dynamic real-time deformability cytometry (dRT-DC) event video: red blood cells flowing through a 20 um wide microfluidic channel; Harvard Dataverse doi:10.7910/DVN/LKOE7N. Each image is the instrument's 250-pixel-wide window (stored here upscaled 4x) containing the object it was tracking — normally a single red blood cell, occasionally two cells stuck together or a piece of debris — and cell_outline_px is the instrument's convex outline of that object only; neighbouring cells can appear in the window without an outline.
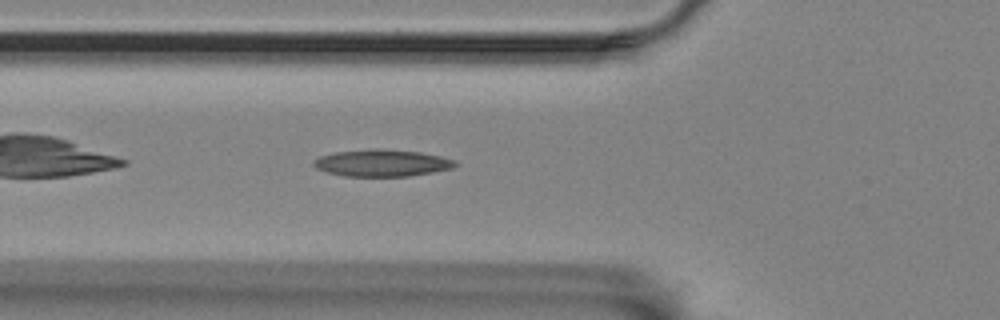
{"species": "Egyptian fruit bat (a non-hibernating species)", "species_latin": "Rousettus aegyptiacus", "temperature_condition": "room temperature", "stored_images_in_passage": 35, "camera_frame_rate_fps": 3000, "um_per_image_px": 0.085, "animal": {"sex": "female"}, "frame": {"image": 1, "passage_image": 4, "time_ms": 1.0, "image_size_px": [1000, 320], "cell_outline_px": [[460, 164], [452, 168], [432, 172], [408, 176], [344, 176], [328, 172], [316, 168], [312, 164], [312, 160], [320, 156], [336, 152], [376, 148], [380, 148], [420, 152], [440, 156], [452, 160]], "centroid_in_image_um": [32.45, 13.85], "position_along_channel_um": 93.4, "area_um2": 22.14}}
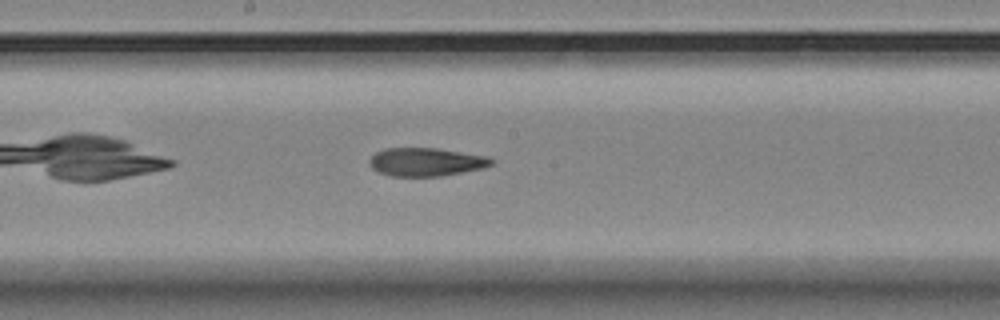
{"frame": {"image": 2, "passage_image": 14, "time_ms": 4.333, "image_size_px": [1000, 320], "cell_outline_px": [[496, 160], [492, 164], [484, 168], [440, 176], [392, 176], [380, 172], [372, 168], [368, 164], [368, 160], [376, 152], [384, 148], [436, 148], [488, 156]], "centroid_in_image_um": [36.22, 13.76], "position_along_channel_um": 212.0, "area_um2": 20.17}}
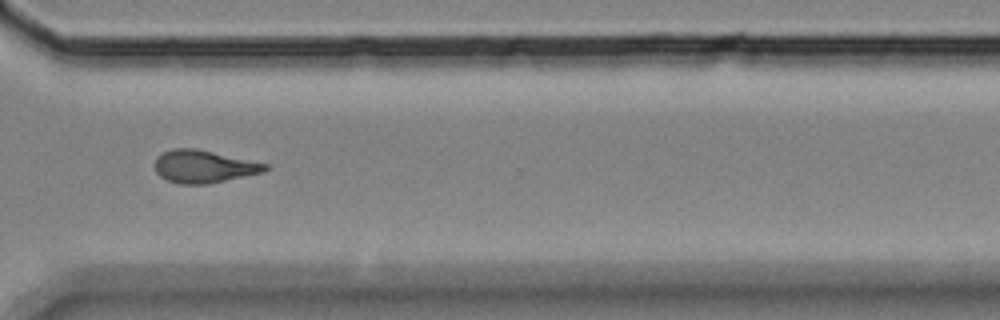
{"frame": {"image": 3, "passage_image": 26, "time_ms": 8.333, "image_size_px": [1000, 320], "cell_outline_px": [[268, 168], [264, 172], [208, 184], [180, 184], [168, 180], [160, 176], [156, 172], [156, 156], [172, 148], [196, 148], [268, 164]], "centroid_in_image_um": [17.31, 14.15], "position_along_channel_um": 353.3, "area_um2": 20.87}, "authors_computed_cell_mechanics": {"area_um2": 20.4034, "velocity_mm_per_s": 3.536, "shape_relaxation_time_tau1_ms": null, "shape_relaxation_time_tau2_ms": 4.7619, "deformation_change_tau1": null, "deformation_change_tau2": 0.1509}}